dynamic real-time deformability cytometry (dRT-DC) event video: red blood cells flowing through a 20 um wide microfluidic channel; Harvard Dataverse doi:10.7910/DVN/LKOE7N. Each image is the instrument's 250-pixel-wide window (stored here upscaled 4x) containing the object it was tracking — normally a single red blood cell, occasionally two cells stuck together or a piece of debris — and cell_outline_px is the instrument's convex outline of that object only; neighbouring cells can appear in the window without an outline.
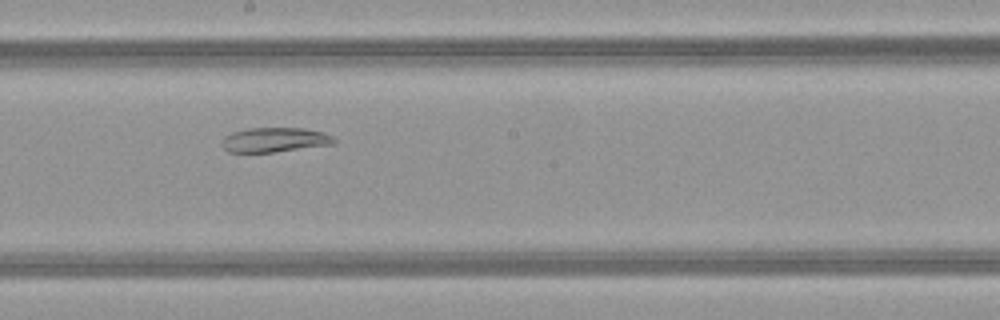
{"species": "common noctule bat (a hibernating species)", "species_latin": "Nyctalus noctula", "temperature_condition": "warm", "stored_images_in_passage": 49, "segment_of_instrument_passage": [2, 2], "camera_frame_rate_fps": 3000, "um_per_image_px": 0.085, "animal": {"sex": "female", "body_mass_g": 21.9}, "frame": {"image": 1, "passage_image": 26, "time_ms": 8.333, "image_size_px": [1000, 320], "cell_outline_px": [[336, 144], [272, 152], [228, 152], [220, 144], [224, 136], [232, 132], [248, 128], [304, 128], [324, 132], [332, 136], [336, 140]], "centroid_in_image_um": [23.35, 11.88], "position_along_channel_um": 224.9, "area_um2": 16.18}}
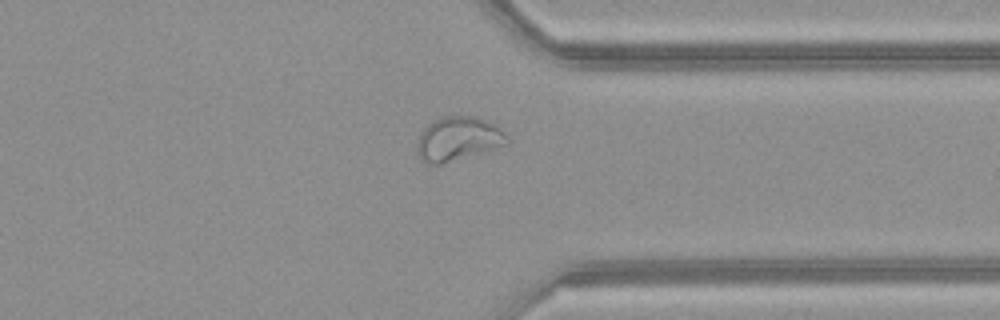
{"frame": {"image": 2, "passage_image": 37, "time_ms": 12.0, "image_size_px": [1000, 320], "cell_outline_px": [[512, 140], [508, 144], [440, 164], [424, 164], [420, 160], [416, 152], [416, 144], [420, 132], [428, 124], [440, 116], [476, 116], [488, 120], [496, 124]], "centroid_in_image_um": [38.92, 11.78], "position_along_channel_um": 372.5, "area_um2": 23.41}}
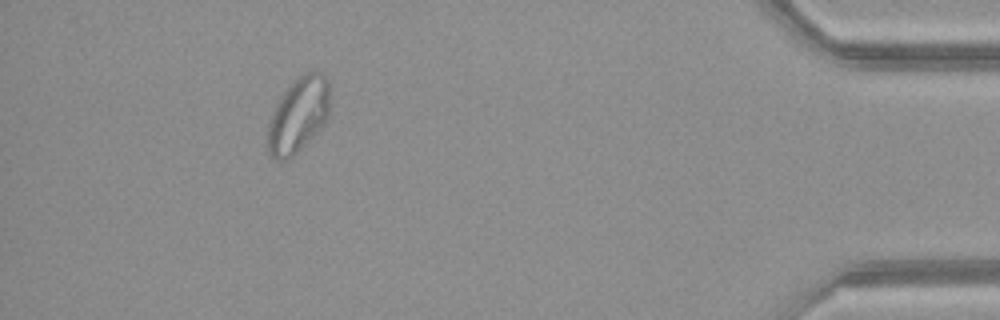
{"frame": {"image": 3, "passage_image": 44, "time_ms": 14.333, "image_size_px": [1000, 320], "cell_outline_px": [[328, 116], [324, 124], [292, 156], [284, 160], [276, 160], [268, 152], [268, 124], [272, 112], [280, 96], [304, 72], [324, 72], [328, 80]], "centroid_in_image_um": [25.35, 9.76], "position_along_channel_um": 409.9, "area_um2": 26.65}}